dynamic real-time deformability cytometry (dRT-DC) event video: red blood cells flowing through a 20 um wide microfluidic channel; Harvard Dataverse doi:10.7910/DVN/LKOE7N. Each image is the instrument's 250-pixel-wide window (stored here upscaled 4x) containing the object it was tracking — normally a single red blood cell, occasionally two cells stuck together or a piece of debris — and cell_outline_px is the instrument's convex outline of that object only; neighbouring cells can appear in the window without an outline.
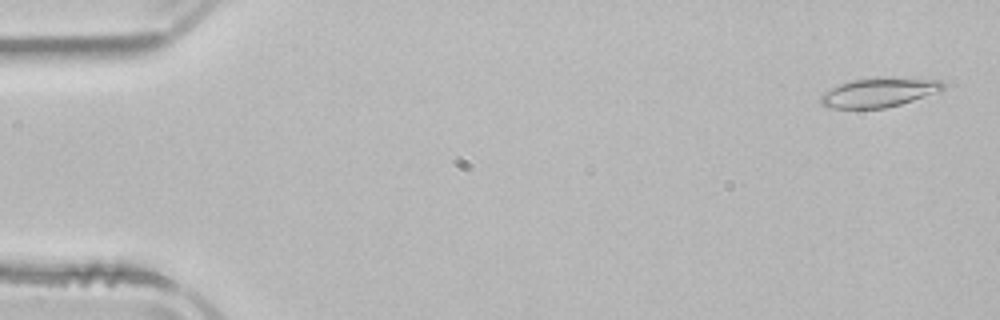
{"species": "common noctule bat (a hibernating species)", "species_latin": "Nyctalus noctula", "temperature_condition": "room temperature", "stored_images_in_passage": 52, "camera_frame_rate_fps": 3000, "um_per_image_px": 0.085, "animal": {"sex": "male", "body_mass_g": 21.5, "forearm_length_mm": 52.0}, "frame": {"image": 1, "passage_image": 2, "time_ms": 0.333, "image_size_px": [1000, 320], "cell_outline_px": [[944, 88], [940, 92], [900, 104], [884, 108], [828, 108], [820, 104], [820, 96], [824, 92], [840, 84], [852, 80], [876, 76], [892, 76], [940, 80], [944, 84]], "centroid_in_image_um": [74.73, 7.83], "position_along_channel_um": 10.3, "area_um2": 21.27}}
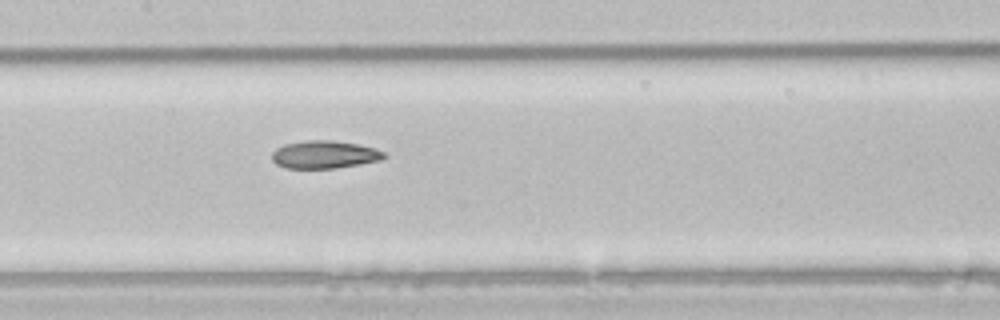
{"frame": {"image": 2, "passage_image": 25, "time_ms": 8.0, "image_size_px": [1000, 320], "cell_outline_px": [[388, 156], [380, 160], [360, 164], [336, 168], [288, 168], [276, 164], [272, 160], [272, 152], [276, 148], [284, 144], [308, 140], [332, 140], [356, 144], [376, 148], [384, 152]], "centroid_in_image_um": [27.58, 13.13], "position_along_channel_um": 179.8, "area_um2": 18.15}}
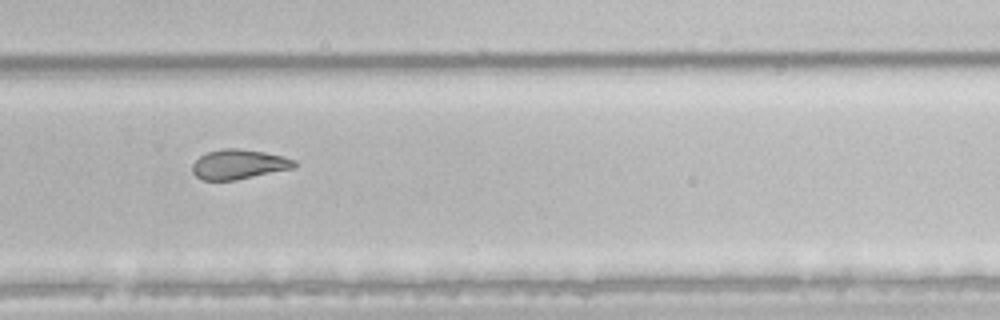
{"frame": {"image": 3, "passage_image": 35, "time_ms": 11.333, "image_size_px": [1000, 320], "cell_outline_px": [[296, 168], [236, 180], [204, 180], [196, 176], [192, 172], [192, 164], [200, 156], [208, 152], [220, 148], [240, 148], [264, 152], [284, 156], [296, 160]], "centroid_in_image_um": [20.32, 13.96], "position_along_channel_um": 309.5, "area_um2": 17.86}, "authors_computed_cell_mechanics": {"area_um2": 19.7676, "velocity_mm_per_s": 3.9137, "shape_relaxation_time_tau1_ms": 10.1616, "shape_relaxation_time_tau2_ms": 3.8537, "deformation_change_tau1": 0.2306, "deformation_change_tau2": 0.1139}}